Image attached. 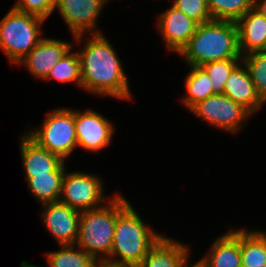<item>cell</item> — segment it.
Returning <instances> with one entry per match:
<instances>
[{"label":"cell","mask_w":266,"mask_h":267,"mask_svg":"<svg viewBox=\"0 0 266 267\" xmlns=\"http://www.w3.org/2000/svg\"><path fill=\"white\" fill-rule=\"evenodd\" d=\"M78 52L82 87L88 92L132 99L128 78L116 51L103 34H92Z\"/></svg>","instance_id":"6da1fadb"},{"label":"cell","mask_w":266,"mask_h":267,"mask_svg":"<svg viewBox=\"0 0 266 267\" xmlns=\"http://www.w3.org/2000/svg\"><path fill=\"white\" fill-rule=\"evenodd\" d=\"M161 237L144 223L126 198L117 194V220L107 262L138 267Z\"/></svg>","instance_id":"7a4b0ae2"},{"label":"cell","mask_w":266,"mask_h":267,"mask_svg":"<svg viewBox=\"0 0 266 267\" xmlns=\"http://www.w3.org/2000/svg\"><path fill=\"white\" fill-rule=\"evenodd\" d=\"M189 66L225 59H242L236 22L211 20L197 26L194 35L178 53Z\"/></svg>","instance_id":"3957f363"},{"label":"cell","mask_w":266,"mask_h":267,"mask_svg":"<svg viewBox=\"0 0 266 267\" xmlns=\"http://www.w3.org/2000/svg\"><path fill=\"white\" fill-rule=\"evenodd\" d=\"M116 220L117 194L101 207L82 211L76 246L96 261H106L113 247Z\"/></svg>","instance_id":"277c9868"},{"label":"cell","mask_w":266,"mask_h":267,"mask_svg":"<svg viewBox=\"0 0 266 267\" xmlns=\"http://www.w3.org/2000/svg\"><path fill=\"white\" fill-rule=\"evenodd\" d=\"M42 17L20 12L13 7L0 21V49L11 63L18 65L44 36L40 25Z\"/></svg>","instance_id":"5b68a950"},{"label":"cell","mask_w":266,"mask_h":267,"mask_svg":"<svg viewBox=\"0 0 266 267\" xmlns=\"http://www.w3.org/2000/svg\"><path fill=\"white\" fill-rule=\"evenodd\" d=\"M27 135L40 147L59 156L63 161L74 151L77 144L75 110L60 108L48 113L42 126Z\"/></svg>","instance_id":"8992f818"},{"label":"cell","mask_w":266,"mask_h":267,"mask_svg":"<svg viewBox=\"0 0 266 267\" xmlns=\"http://www.w3.org/2000/svg\"><path fill=\"white\" fill-rule=\"evenodd\" d=\"M101 182L97 175L65 172L59 202L80 212L101 207L105 199Z\"/></svg>","instance_id":"52a82bcc"},{"label":"cell","mask_w":266,"mask_h":267,"mask_svg":"<svg viewBox=\"0 0 266 267\" xmlns=\"http://www.w3.org/2000/svg\"><path fill=\"white\" fill-rule=\"evenodd\" d=\"M190 110L217 129L221 128L232 133L238 132L252 115L246 108L231 100L224 93L213 94L194 105Z\"/></svg>","instance_id":"ba28073f"},{"label":"cell","mask_w":266,"mask_h":267,"mask_svg":"<svg viewBox=\"0 0 266 267\" xmlns=\"http://www.w3.org/2000/svg\"><path fill=\"white\" fill-rule=\"evenodd\" d=\"M108 0H57L55 9L60 12L64 22L80 44L84 33L101 34L96 29L97 18ZM96 31V32H95Z\"/></svg>","instance_id":"9c48e42d"},{"label":"cell","mask_w":266,"mask_h":267,"mask_svg":"<svg viewBox=\"0 0 266 267\" xmlns=\"http://www.w3.org/2000/svg\"><path fill=\"white\" fill-rule=\"evenodd\" d=\"M75 131L78 146L92 152L107 147L114 135L112 122L91 109L75 110Z\"/></svg>","instance_id":"30bf717a"},{"label":"cell","mask_w":266,"mask_h":267,"mask_svg":"<svg viewBox=\"0 0 266 267\" xmlns=\"http://www.w3.org/2000/svg\"><path fill=\"white\" fill-rule=\"evenodd\" d=\"M42 206L44 211L41 217H43L45 227L55 237L58 245H76L81 212L59 201Z\"/></svg>","instance_id":"8fae6325"},{"label":"cell","mask_w":266,"mask_h":267,"mask_svg":"<svg viewBox=\"0 0 266 267\" xmlns=\"http://www.w3.org/2000/svg\"><path fill=\"white\" fill-rule=\"evenodd\" d=\"M72 49L69 42L43 37L18 64H23L32 76L46 79L53 66Z\"/></svg>","instance_id":"7c38bea8"},{"label":"cell","mask_w":266,"mask_h":267,"mask_svg":"<svg viewBox=\"0 0 266 267\" xmlns=\"http://www.w3.org/2000/svg\"><path fill=\"white\" fill-rule=\"evenodd\" d=\"M198 24L183 11L171 6L158 16L159 29L167 49L179 53L194 35Z\"/></svg>","instance_id":"4fadbf2b"},{"label":"cell","mask_w":266,"mask_h":267,"mask_svg":"<svg viewBox=\"0 0 266 267\" xmlns=\"http://www.w3.org/2000/svg\"><path fill=\"white\" fill-rule=\"evenodd\" d=\"M20 150L26 175H48L52 171H66L65 161L40 147L27 134L22 135Z\"/></svg>","instance_id":"5bb4252c"},{"label":"cell","mask_w":266,"mask_h":267,"mask_svg":"<svg viewBox=\"0 0 266 267\" xmlns=\"http://www.w3.org/2000/svg\"><path fill=\"white\" fill-rule=\"evenodd\" d=\"M231 72L224 87V94L234 102L242 105L252 115L258 112L265 102L257 94L250 73L242 61Z\"/></svg>","instance_id":"9a60e30c"},{"label":"cell","mask_w":266,"mask_h":267,"mask_svg":"<svg viewBox=\"0 0 266 267\" xmlns=\"http://www.w3.org/2000/svg\"><path fill=\"white\" fill-rule=\"evenodd\" d=\"M241 56L266 50V17L252 7L236 21Z\"/></svg>","instance_id":"2e32d148"},{"label":"cell","mask_w":266,"mask_h":267,"mask_svg":"<svg viewBox=\"0 0 266 267\" xmlns=\"http://www.w3.org/2000/svg\"><path fill=\"white\" fill-rule=\"evenodd\" d=\"M189 248L172 238L162 236L150 248L138 267H186Z\"/></svg>","instance_id":"e0dca14e"},{"label":"cell","mask_w":266,"mask_h":267,"mask_svg":"<svg viewBox=\"0 0 266 267\" xmlns=\"http://www.w3.org/2000/svg\"><path fill=\"white\" fill-rule=\"evenodd\" d=\"M199 261L205 267H242L240 229L231 228V231L219 236Z\"/></svg>","instance_id":"ac0fdd59"},{"label":"cell","mask_w":266,"mask_h":267,"mask_svg":"<svg viewBox=\"0 0 266 267\" xmlns=\"http://www.w3.org/2000/svg\"><path fill=\"white\" fill-rule=\"evenodd\" d=\"M65 172L52 171L48 175H26L28 188L42 205L58 202Z\"/></svg>","instance_id":"d6986e66"},{"label":"cell","mask_w":266,"mask_h":267,"mask_svg":"<svg viewBox=\"0 0 266 267\" xmlns=\"http://www.w3.org/2000/svg\"><path fill=\"white\" fill-rule=\"evenodd\" d=\"M242 267L266 264V232L240 229Z\"/></svg>","instance_id":"ffe728a7"},{"label":"cell","mask_w":266,"mask_h":267,"mask_svg":"<svg viewBox=\"0 0 266 267\" xmlns=\"http://www.w3.org/2000/svg\"><path fill=\"white\" fill-rule=\"evenodd\" d=\"M190 68L191 71L185 79L187 95L182 99L183 104H185L188 110L214 94L206 71L201 66H190Z\"/></svg>","instance_id":"44dd1931"},{"label":"cell","mask_w":266,"mask_h":267,"mask_svg":"<svg viewBox=\"0 0 266 267\" xmlns=\"http://www.w3.org/2000/svg\"><path fill=\"white\" fill-rule=\"evenodd\" d=\"M62 249L46 253L48 267H92L96 260L76 245H63Z\"/></svg>","instance_id":"7402d4cb"},{"label":"cell","mask_w":266,"mask_h":267,"mask_svg":"<svg viewBox=\"0 0 266 267\" xmlns=\"http://www.w3.org/2000/svg\"><path fill=\"white\" fill-rule=\"evenodd\" d=\"M209 12L213 20L236 22L254 4V0H207Z\"/></svg>","instance_id":"603a6c76"},{"label":"cell","mask_w":266,"mask_h":267,"mask_svg":"<svg viewBox=\"0 0 266 267\" xmlns=\"http://www.w3.org/2000/svg\"><path fill=\"white\" fill-rule=\"evenodd\" d=\"M70 49L61 60L50 70L45 80L52 78L59 82H74L78 87H82L81 67L78 52H71Z\"/></svg>","instance_id":"cb8c5ba5"},{"label":"cell","mask_w":266,"mask_h":267,"mask_svg":"<svg viewBox=\"0 0 266 267\" xmlns=\"http://www.w3.org/2000/svg\"><path fill=\"white\" fill-rule=\"evenodd\" d=\"M257 94L266 102V50L248 53L242 56Z\"/></svg>","instance_id":"d4e9b609"},{"label":"cell","mask_w":266,"mask_h":267,"mask_svg":"<svg viewBox=\"0 0 266 267\" xmlns=\"http://www.w3.org/2000/svg\"><path fill=\"white\" fill-rule=\"evenodd\" d=\"M242 62V59H225L209 62L201 67L206 71L210 78L214 94H223L227 79L232 70Z\"/></svg>","instance_id":"484cf974"},{"label":"cell","mask_w":266,"mask_h":267,"mask_svg":"<svg viewBox=\"0 0 266 267\" xmlns=\"http://www.w3.org/2000/svg\"><path fill=\"white\" fill-rule=\"evenodd\" d=\"M173 6L183 11L198 25L213 20L209 12L207 0H174Z\"/></svg>","instance_id":"4316f807"},{"label":"cell","mask_w":266,"mask_h":267,"mask_svg":"<svg viewBox=\"0 0 266 267\" xmlns=\"http://www.w3.org/2000/svg\"><path fill=\"white\" fill-rule=\"evenodd\" d=\"M57 0H18L13 8L47 19L55 10Z\"/></svg>","instance_id":"83f0119b"},{"label":"cell","mask_w":266,"mask_h":267,"mask_svg":"<svg viewBox=\"0 0 266 267\" xmlns=\"http://www.w3.org/2000/svg\"><path fill=\"white\" fill-rule=\"evenodd\" d=\"M253 7L266 17V0H254Z\"/></svg>","instance_id":"f1b7e54d"},{"label":"cell","mask_w":266,"mask_h":267,"mask_svg":"<svg viewBox=\"0 0 266 267\" xmlns=\"http://www.w3.org/2000/svg\"><path fill=\"white\" fill-rule=\"evenodd\" d=\"M92 267H111V263L107 261H96Z\"/></svg>","instance_id":"f546056e"},{"label":"cell","mask_w":266,"mask_h":267,"mask_svg":"<svg viewBox=\"0 0 266 267\" xmlns=\"http://www.w3.org/2000/svg\"><path fill=\"white\" fill-rule=\"evenodd\" d=\"M20 265H21V267H39V266H37V265H30V264H28V262H26V261H22V262L20 263Z\"/></svg>","instance_id":"4dcf8cb0"},{"label":"cell","mask_w":266,"mask_h":267,"mask_svg":"<svg viewBox=\"0 0 266 267\" xmlns=\"http://www.w3.org/2000/svg\"><path fill=\"white\" fill-rule=\"evenodd\" d=\"M190 267H205V266L200 261H198Z\"/></svg>","instance_id":"1f68e13d"},{"label":"cell","mask_w":266,"mask_h":267,"mask_svg":"<svg viewBox=\"0 0 266 267\" xmlns=\"http://www.w3.org/2000/svg\"><path fill=\"white\" fill-rule=\"evenodd\" d=\"M111 267H137V266L115 265V264L111 263Z\"/></svg>","instance_id":"d6a6232c"},{"label":"cell","mask_w":266,"mask_h":267,"mask_svg":"<svg viewBox=\"0 0 266 267\" xmlns=\"http://www.w3.org/2000/svg\"><path fill=\"white\" fill-rule=\"evenodd\" d=\"M249 267H266V264H263L261 266H249Z\"/></svg>","instance_id":"836d02e7"}]
</instances>
